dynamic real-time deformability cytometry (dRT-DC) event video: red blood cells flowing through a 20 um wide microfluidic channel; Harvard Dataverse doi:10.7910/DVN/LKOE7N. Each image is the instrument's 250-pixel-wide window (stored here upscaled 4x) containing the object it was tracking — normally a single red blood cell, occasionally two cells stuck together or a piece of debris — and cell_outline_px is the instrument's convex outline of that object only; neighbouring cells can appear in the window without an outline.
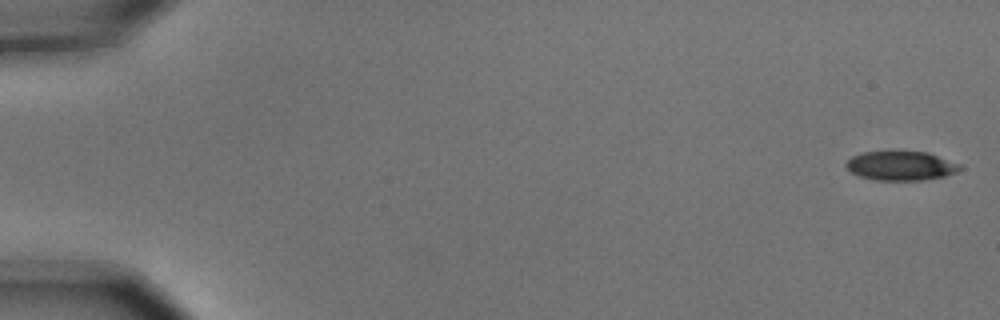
{"species": "common noctule bat (a hibernating species)", "species_latin": "Nyctalus noctula", "temperature_condition": "cold", "stored_images_in_passage": 11, "camera_frame_rate_fps": 3000, "um_per_image_px": 0.085, "animal": {"sex": "male", "body_mass_g": 15.6}, "frame": {"image": 1, "passage_image": 1, "time_ms": 0.0, "image_size_px": [1000, 320], "cell_outline_px": [[960, 168], [956, 172], [944, 176], [924, 180], [872, 180], [860, 176], [852, 172], [844, 164], [852, 156], [860, 152], [928, 152], [960, 164]], "centroid_in_image_um": [76.55, 14.09], "position_along_channel_um": 8.4, "area_um2": 19.19}}
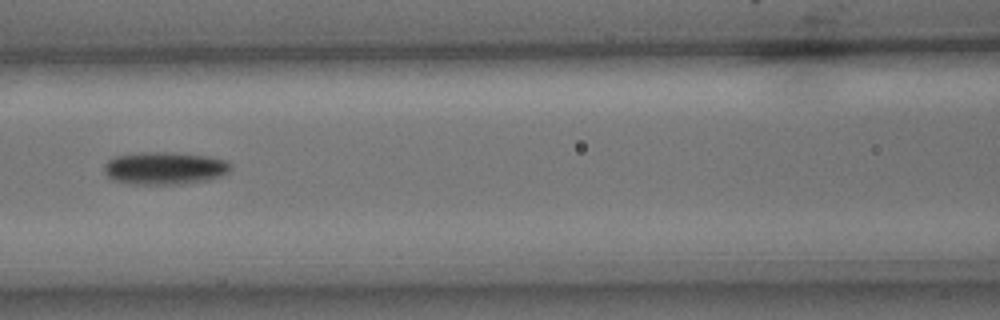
{"frame": {"image": 2, "passage_image": 7, "time_ms": 2.0, "image_size_px": [1000, 320], "cell_outline_px": [[232, 168], [228, 172], [220, 176], [208, 180], [184, 184], [128, 184], [112, 180], [104, 172], [104, 164], [112, 156], [140, 152], [164, 152], [208, 156], [228, 160], [232, 164]], "centroid_in_image_um": [13.98, 14.3], "position_along_channel_um": 152.6, "area_um2": 24.39}}
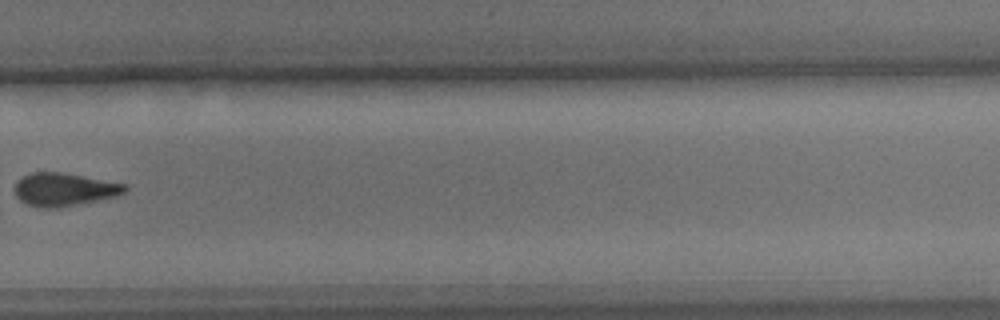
{"frame": {"image": 3, "passage_image": 11, "time_ms": 3.333, "image_size_px": [1000, 320], "cell_outline_px": [[128, 188], [124, 192], [116, 196], [56, 208], [40, 208], [28, 204], [20, 200], [16, 196], [12, 188], [16, 180], [32, 172], [60, 172], [128, 184]], "centroid_in_image_um": [5.41, 16.09], "position_along_channel_um": 324.4, "area_um2": 21.21}}